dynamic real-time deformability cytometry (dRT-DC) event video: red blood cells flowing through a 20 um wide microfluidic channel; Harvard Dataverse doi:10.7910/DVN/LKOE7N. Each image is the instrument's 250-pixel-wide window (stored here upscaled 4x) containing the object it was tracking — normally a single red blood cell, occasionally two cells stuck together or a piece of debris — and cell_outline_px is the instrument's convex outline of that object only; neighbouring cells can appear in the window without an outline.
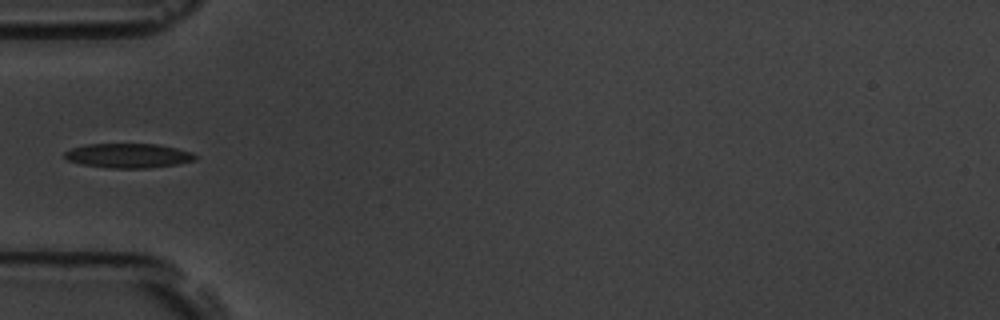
{"species": "common noctule bat (a hibernating species)", "species_latin": "Nyctalus noctula", "temperature_condition": "room temperature", "stored_images_in_passage": 8, "camera_frame_rate_fps": 3000, "um_per_image_px": 0.085, "animal": {"sex": "male", "body_mass_g": 19.5, "forearm_length_mm": 54.6}, "frame": {"image": 1, "passage_image": 5, "time_ms": 4.667, "image_size_px": [1000, 320], "cell_outline_px": [[196, 160], [176, 164], [148, 168], [108, 168], [80, 164], [68, 160], [64, 156], [64, 152], [72, 148], [88, 144], [156, 144], [176, 148], [192, 152], [196, 156]], "centroid_in_image_um": [10.89, 13.23], "position_along_channel_um": 74.1, "area_um2": 18.55}}
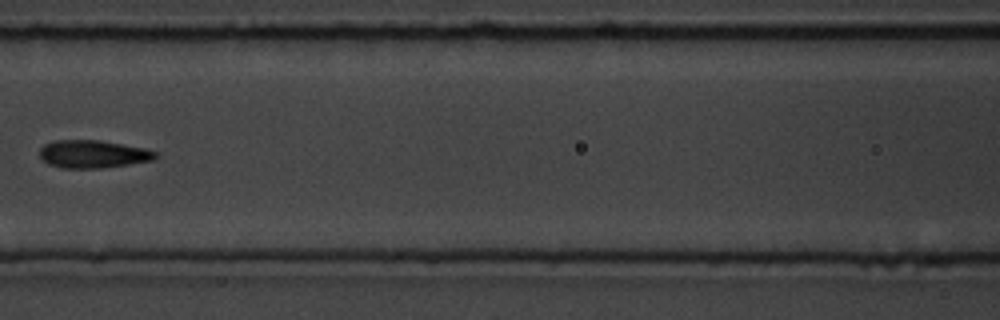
{"frame": {"image": 2, "passage_image": 7, "time_ms": 7.0, "image_size_px": [1000, 320], "cell_outline_px": [[156, 156], [152, 160], [128, 164], [100, 168], [64, 168], [48, 164], [40, 156], [40, 148], [44, 144], [56, 140], [100, 140], [144, 148], [156, 152]], "centroid_in_image_um": [7.87, 13.09], "position_along_channel_um": 158.7, "area_um2": 18.55}}
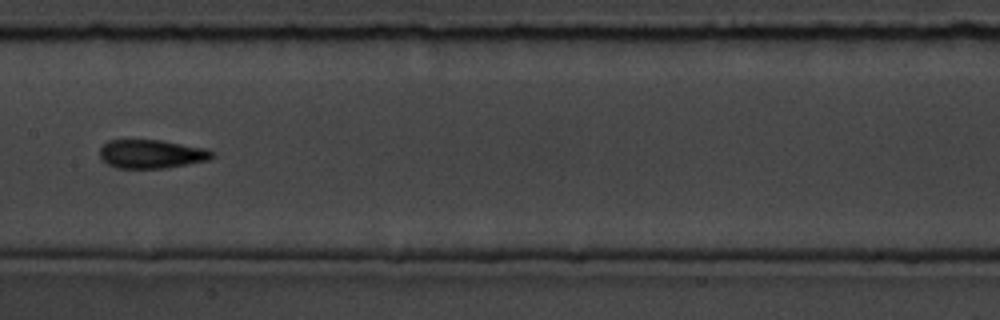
{"frame": {"image": 3, "passage_image": 8, "time_ms": 8.0, "image_size_px": [1000, 320], "cell_outline_px": [[216, 156], [208, 160], [164, 168], [116, 168], [108, 164], [100, 156], [100, 148], [108, 140], [160, 140], [204, 148], [216, 152]], "centroid_in_image_um": [12.89, 13.09], "position_along_channel_um": 194.5, "area_um2": 18.67}}